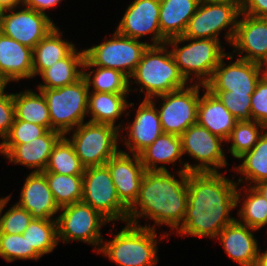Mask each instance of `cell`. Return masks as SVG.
<instances>
[{
    "instance_id": "obj_8",
    "label": "cell",
    "mask_w": 267,
    "mask_h": 266,
    "mask_svg": "<svg viewBox=\"0 0 267 266\" xmlns=\"http://www.w3.org/2000/svg\"><path fill=\"white\" fill-rule=\"evenodd\" d=\"M240 13L241 9L236 4L201 0L196 12L188 21L183 36L191 39L220 40V33L226 30L224 38L230 45Z\"/></svg>"
},
{
    "instance_id": "obj_46",
    "label": "cell",
    "mask_w": 267,
    "mask_h": 266,
    "mask_svg": "<svg viewBox=\"0 0 267 266\" xmlns=\"http://www.w3.org/2000/svg\"><path fill=\"white\" fill-rule=\"evenodd\" d=\"M23 5V0H0L1 9H9L13 7H20Z\"/></svg>"
},
{
    "instance_id": "obj_22",
    "label": "cell",
    "mask_w": 267,
    "mask_h": 266,
    "mask_svg": "<svg viewBox=\"0 0 267 266\" xmlns=\"http://www.w3.org/2000/svg\"><path fill=\"white\" fill-rule=\"evenodd\" d=\"M256 231L258 230L236 219L221 230L217 239L235 263L240 266H255L260 252L258 241L253 234Z\"/></svg>"
},
{
    "instance_id": "obj_52",
    "label": "cell",
    "mask_w": 267,
    "mask_h": 266,
    "mask_svg": "<svg viewBox=\"0 0 267 266\" xmlns=\"http://www.w3.org/2000/svg\"><path fill=\"white\" fill-rule=\"evenodd\" d=\"M5 199V197H1L0 198V205H1V203H2V201Z\"/></svg>"
},
{
    "instance_id": "obj_5",
    "label": "cell",
    "mask_w": 267,
    "mask_h": 266,
    "mask_svg": "<svg viewBox=\"0 0 267 266\" xmlns=\"http://www.w3.org/2000/svg\"><path fill=\"white\" fill-rule=\"evenodd\" d=\"M185 42H188L185 44ZM184 43V44H182ZM180 74L190 83L205 85L212 77L221 59L227 54L221 40L191 39L184 36L166 41ZM179 44H182L180 47ZM192 75V76H191Z\"/></svg>"
},
{
    "instance_id": "obj_44",
    "label": "cell",
    "mask_w": 267,
    "mask_h": 266,
    "mask_svg": "<svg viewBox=\"0 0 267 266\" xmlns=\"http://www.w3.org/2000/svg\"><path fill=\"white\" fill-rule=\"evenodd\" d=\"M241 13L252 17L267 18V0H243Z\"/></svg>"
},
{
    "instance_id": "obj_36",
    "label": "cell",
    "mask_w": 267,
    "mask_h": 266,
    "mask_svg": "<svg viewBox=\"0 0 267 266\" xmlns=\"http://www.w3.org/2000/svg\"><path fill=\"white\" fill-rule=\"evenodd\" d=\"M85 167L75 153L73 145L63 135L54 145L44 171L64 175H83Z\"/></svg>"
},
{
    "instance_id": "obj_37",
    "label": "cell",
    "mask_w": 267,
    "mask_h": 266,
    "mask_svg": "<svg viewBox=\"0 0 267 266\" xmlns=\"http://www.w3.org/2000/svg\"><path fill=\"white\" fill-rule=\"evenodd\" d=\"M267 128L256 121H237L226 143L231 142L229 153L236 159L249 152Z\"/></svg>"
},
{
    "instance_id": "obj_17",
    "label": "cell",
    "mask_w": 267,
    "mask_h": 266,
    "mask_svg": "<svg viewBox=\"0 0 267 266\" xmlns=\"http://www.w3.org/2000/svg\"><path fill=\"white\" fill-rule=\"evenodd\" d=\"M156 101L157 98L143 99L138 105L133 122L122 127L121 131L127 132L126 137L123 135L122 143L125 142L129 152L120 151L139 155L163 133Z\"/></svg>"
},
{
    "instance_id": "obj_50",
    "label": "cell",
    "mask_w": 267,
    "mask_h": 266,
    "mask_svg": "<svg viewBox=\"0 0 267 266\" xmlns=\"http://www.w3.org/2000/svg\"><path fill=\"white\" fill-rule=\"evenodd\" d=\"M8 81L0 75V97L6 92Z\"/></svg>"
},
{
    "instance_id": "obj_2",
    "label": "cell",
    "mask_w": 267,
    "mask_h": 266,
    "mask_svg": "<svg viewBox=\"0 0 267 266\" xmlns=\"http://www.w3.org/2000/svg\"><path fill=\"white\" fill-rule=\"evenodd\" d=\"M174 177L169 171L146 170L140 183L139 195L134 204L128 209L127 222L138 225L139 218L152 220L151 226L145 227L156 230L157 226L167 225L177 230L183 223L187 203L189 172L177 171Z\"/></svg>"
},
{
    "instance_id": "obj_32",
    "label": "cell",
    "mask_w": 267,
    "mask_h": 266,
    "mask_svg": "<svg viewBox=\"0 0 267 266\" xmlns=\"http://www.w3.org/2000/svg\"><path fill=\"white\" fill-rule=\"evenodd\" d=\"M91 68V70H90ZM89 69V71H87ZM83 77L89 90L105 93H129V77L117 69L93 66L86 58L83 62Z\"/></svg>"
},
{
    "instance_id": "obj_31",
    "label": "cell",
    "mask_w": 267,
    "mask_h": 266,
    "mask_svg": "<svg viewBox=\"0 0 267 266\" xmlns=\"http://www.w3.org/2000/svg\"><path fill=\"white\" fill-rule=\"evenodd\" d=\"M39 94L32 89H25L13 94L15 119L44 126L51 130L49 108L41 90Z\"/></svg>"
},
{
    "instance_id": "obj_10",
    "label": "cell",
    "mask_w": 267,
    "mask_h": 266,
    "mask_svg": "<svg viewBox=\"0 0 267 266\" xmlns=\"http://www.w3.org/2000/svg\"><path fill=\"white\" fill-rule=\"evenodd\" d=\"M150 44L123 36L116 30L100 44L85 48V58L93 65L117 69L130 77Z\"/></svg>"
},
{
    "instance_id": "obj_38",
    "label": "cell",
    "mask_w": 267,
    "mask_h": 266,
    "mask_svg": "<svg viewBox=\"0 0 267 266\" xmlns=\"http://www.w3.org/2000/svg\"><path fill=\"white\" fill-rule=\"evenodd\" d=\"M0 257L7 262L15 260H39L42 258L35 250H29L23 234L0 233Z\"/></svg>"
},
{
    "instance_id": "obj_9",
    "label": "cell",
    "mask_w": 267,
    "mask_h": 266,
    "mask_svg": "<svg viewBox=\"0 0 267 266\" xmlns=\"http://www.w3.org/2000/svg\"><path fill=\"white\" fill-rule=\"evenodd\" d=\"M57 215L58 242L81 241L94 246L97 253L102 244L101 226L110 223L98 211L80 201L60 208Z\"/></svg>"
},
{
    "instance_id": "obj_12",
    "label": "cell",
    "mask_w": 267,
    "mask_h": 266,
    "mask_svg": "<svg viewBox=\"0 0 267 266\" xmlns=\"http://www.w3.org/2000/svg\"><path fill=\"white\" fill-rule=\"evenodd\" d=\"M200 88L203 84H192L153 98L163 102L157 107L163 133L181 136L184 131L197 123Z\"/></svg>"
},
{
    "instance_id": "obj_16",
    "label": "cell",
    "mask_w": 267,
    "mask_h": 266,
    "mask_svg": "<svg viewBox=\"0 0 267 266\" xmlns=\"http://www.w3.org/2000/svg\"><path fill=\"white\" fill-rule=\"evenodd\" d=\"M160 0H134L116 27V31L133 39L151 35L150 45L165 44L167 39L161 34L159 26Z\"/></svg>"
},
{
    "instance_id": "obj_23",
    "label": "cell",
    "mask_w": 267,
    "mask_h": 266,
    "mask_svg": "<svg viewBox=\"0 0 267 266\" xmlns=\"http://www.w3.org/2000/svg\"><path fill=\"white\" fill-rule=\"evenodd\" d=\"M0 75L9 83L33 78V49L1 32Z\"/></svg>"
},
{
    "instance_id": "obj_21",
    "label": "cell",
    "mask_w": 267,
    "mask_h": 266,
    "mask_svg": "<svg viewBox=\"0 0 267 266\" xmlns=\"http://www.w3.org/2000/svg\"><path fill=\"white\" fill-rule=\"evenodd\" d=\"M20 192V199L16 203L27 210L35 219H55L60 208L56 204L49 189L45 175L42 172H30Z\"/></svg>"
},
{
    "instance_id": "obj_3",
    "label": "cell",
    "mask_w": 267,
    "mask_h": 266,
    "mask_svg": "<svg viewBox=\"0 0 267 266\" xmlns=\"http://www.w3.org/2000/svg\"><path fill=\"white\" fill-rule=\"evenodd\" d=\"M156 231L126 222L120 232L113 234L112 240H102L97 254H103L119 266H155L159 263L158 243L169 234L162 232L158 240Z\"/></svg>"
},
{
    "instance_id": "obj_35",
    "label": "cell",
    "mask_w": 267,
    "mask_h": 266,
    "mask_svg": "<svg viewBox=\"0 0 267 266\" xmlns=\"http://www.w3.org/2000/svg\"><path fill=\"white\" fill-rule=\"evenodd\" d=\"M29 250H35L41 257L53 252L58 246L57 220L33 218L23 233Z\"/></svg>"
},
{
    "instance_id": "obj_33",
    "label": "cell",
    "mask_w": 267,
    "mask_h": 266,
    "mask_svg": "<svg viewBox=\"0 0 267 266\" xmlns=\"http://www.w3.org/2000/svg\"><path fill=\"white\" fill-rule=\"evenodd\" d=\"M242 190L245 193H242ZM245 194V195H244ZM241 195L244 196L241 198ZM237 208L239 202L242 204L238 212V221L256 230H260L267 225V199L254 187L246 186L237 187L236 192ZM241 199V200H240ZM240 219V220H239Z\"/></svg>"
},
{
    "instance_id": "obj_20",
    "label": "cell",
    "mask_w": 267,
    "mask_h": 266,
    "mask_svg": "<svg viewBox=\"0 0 267 266\" xmlns=\"http://www.w3.org/2000/svg\"><path fill=\"white\" fill-rule=\"evenodd\" d=\"M62 136L58 131L48 130L28 144H0V154L13 164L32 169L31 172H43L54 145Z\"/></svg>"
},
{
    "instance_id": "obj_1",
    "label": "cell",
    "mask_w": 267,
    "mask_h": 266,
    "mask_svg": "<svg viewBox=\"0 0 267 266\" xmlns=\"http://www.w3.org/2000/svg\"><path fill=\"white\" fill-rule=\"evenodd\" d=\"M220 172H189L188 203L177 235L216 239L221 230L236 220L238 183Z\"/></svg>"
},
{
    "instance_id": "obj_29",
    "label": "cell",
    "mask_w": 267,
    "mask_h": 266,
    "mask_svg": "<svg viewBox=\"0 0 267 266\" xmlns=\"http://www.w3.org/2000/svg\"><path fill=\"white\" fill-rule=\"evenodd\" d=\"M54 27L33 49V77L40 75L55 62L65 58L75 44L62 39V32Z\"/></svg>"
},
{
    "instance_id": "obj_6",
    "label": "cell",
    "mask_w": 267,
    "mask_h": 266,
    "mask_svg": "<svg viewBox=\"0 0 267 266\" xmlns=\"http://www.w3.org/2000/svg\"><path fill=\"white\" fill-rule=\"evenodd\" d=\"M37 90H41L49 108L51 130L67 135L85 122L90 90L83 76L71 85Z\"/></svg>"
},
{
    "instance_id": "obj_27",
    "label": "cell",
    "mask_w": 267,
    "mask_h": 266,
    "mask_svg": "<svg viewBox=\"0 0 267 266\" xmlns=\"http://www.w3.org/2000/svg\"><path fill=\"white\" fill-rule=\"evenodd\" d=\"M201 0H160L159 26L168 40L183 36Z\"/></svg>"
},
{
    "instance_id": "obj_40",
    "label": "cell",
    "mask_w": 267,
    "mask_h": 266,
    "mask_svg": "<svg viewBox=\"0 0 267 266\" xmlns=\"http://www.w3.org/2000/svg\"><path fill=\"white\" fill-rule=\"evenodd\" d=\"M216 95L237 121H253L251 96L253 93H233L232 91H210Z\"/></svg>"
},
{
    "instance_id": "obj_26",
    "label": "cell",
    "mask_w": 267,
    "mask_h": 266,
    "mask_svg": "<svg viewBox=\"0 0 267 266\" xmlns=\"http://www.w3.org/2000/svg\"><path fill=\"white\" fill-rule=\"evenodd\" d=\"M129 93H105L89 91L87 116L88 121L101 124H109L122 129V122L115 125L116 120L127 111V108L134 107L132 102L126 100Z\"/></svg>"
},
{
    "instance_id": "obj_49",
    "label": "cell",
    "mask_w": 267,
    "mask_h": 266,
    "mask_svg": "<svg viewBox=\"0 0 267 266\" xmlns=\"http://www.w3.org/2000/svg\"><path fill=\"white\" fill-rule=\"evenodd\" d=\"M259 64L262 77L267 79V57Z\"/></svg>"
},
{
    "instance_id": "obj_47",
    "label": "cell",
    "mask_w": 267,
    "mask_h": 266,
    "mask_svg": "<svg viewBox=\"0 0 267 266\" xmlns=\"http://www.w3.org/2000/svg\"><path fill=\"white\" fill-rule=\"evenodd\" d=\"M255 266H267V249L265 251L260 250Z\"/></svg>"
},
{
    "instance_id": "obj_48",
    "label": "cell",
    "mask_w": 267,
    "mask_h": 266,
    "mask_svg": "<svg viewBox=\"0 0 267 266\" xmlns=\"http://www.w3.org/2000/svg\"><path fill=\"white\" fill-rule=\"evenodd\" d=\"M254 187L267 199V180L259 182Z\"/></svg>"
},
{
    "instance_id": "obj_53",
    "label": "cell",
    "mask_w": 267,
    "mask_h": 266,
    "mask_svg": "<svg viewBox=\"0 0 267 266\" xmlns=\"http://www.w3.org/2000/svg\"><path fill=\"white\" fill-rule=\"evenodd\" d=\"M2 10H3V9H1V8H0V20H1V14H2Z\"/></svg>"
},
{
    "instance_id": "obj_24",
    "label": "cell",
    "mask_w": 267,
    "mask_h": 266,
    "mask_svg": "<svg viewBox=\"0 0 267 266\" xmlns=\"http://www.w3.org/2000/svg\"><path fill=\"white\" fill-rule=\"evenodd\" d=\"M204 91L199 98L197 123L226 142L237 120L216 95L206 87Z\"/></svg>"
},
{
    "instance_id": "obj_18",
    "label": "cell",
    "mask_w": 267,
    "mask_h": 266,
    "mask_svg": "<svg viewBox=\"0 0 267 266\" xmlns=\"http://www.w3.org/2000/svg\"><path fill=\"white\" fill-rule=\"evenodd\" d=\"M230 45L234 56L236 53L238 58L261 63L267 57V18L240 13Z\"/></svg>"
},
{
    "instance_id": "obj_30",
    "label": "cell",
    "mask_w": 267,
    "mask_h": 266,
    "mask_svg": "<svg viewBox=\"0 0 267 266\" xmlns=\"http://www.w3.org/2000/svg\"><path fill=\"white\" fill-rule=\"evenodd\" d=\"M238 159L242 160L239 166H233L237 174H241L238 185L244 180L248 186H254L267 180V129L259 137L257 144ZM254 183V184H253Z\"/></svg>"
},
{
    "instance_id": "obj_13",
    "label": "cell",
    "mask_w": 267,
    "mask_h": 266,
    "mask_svg": "<svg viewBox=\"0 0 267 266\" xmlns=\"http://www.w3.org/2000/svg\"><path fill=\"white\" fill-rule=\"evenodd\" d=\"M183 155L187 154L197 160V164L185 162L186 172H220L227 167L224 140L213 135L198 123L188 127L180 136ZM223 143V144H222Z\"/></svg>"
},
{
    "instance_id": "obj_4",
    "label": "cell",
    "mask_w": 267,
    "mask_h": 266,
    "mask_svg": "<svg viewBox=\"0 0 267 266\" xmlns=\"http://www.w3.org/2000/svg\"><path fill=\"white\" fill-rule=\"evenodd\" d=\"M131 78L135 84L140 85V92L145 94L144 99H151L190 85L180 74L166 43L149 45L129 77V87L133 83Z\"/></svg>"
},
{
    "instance_id": "obj_39",
    "label": "cell",
    "mask_w": 267,
    "mask_h": 266,
    "mask_svg": "<svg viewBox=\"0 0 267 266\" xmlns=\"http://www.w3.org/2000/svg\"><path fill=\"white\" fill-rule=\"evenodd\" d=\"M11 199V194L7 195L0 205V233L23 234L32 221V215L17 204L3 213Z\"/></svg>"
},
{
    "instance_id": "obj_19",
    "label": "cell",
    "mask_w": 267,
    "mask_h": 266,
    "mask_svg": "<svg viewBox=\"0 0 267 266\" xmlns=\"http://www.w3.org/2000/svg\"><path fill=\"white\" fill-rule=\"evenodd\" d=\"M108 167L120 201L129 209L137 200L145 173L139 155L119 151L105 164Z\"/></svg>"
},
{
    "instance_id": "obj_7",
    "label": "cell",
    "mask_w": 267,
    "mask_h": 266,
    "mask_svg": "<svg viewBox=\"0 0 267 266\" xmlns=\"http://www.w3.org/2000/svg\"><path fill=\"white\" fill-rule=\"evenodd\" d=\"M70 132V138L64 136L73 145L85 168L105 165L121 150L118 147L119 138H122L121 132L112 125L86 121Z\"/></svg>"
},
{
    "instance_id": "obj_41",
    "label": "cell",
    "mask_w": 267,
    "mask_h": 266,
    "mask_svg": "<svg viewBox=\"0 0 267 266\" xmlns=\"http://www.w3.org/2000/svg\"><path fill=\"white\" fill-rule=\"evenodd\" d=\"M47 131L44 126L14 119L9 133L0 141V144H28Z\"/></svg>"
},
{
    "instance_id": "obj_45",
    "label": "cell",
    "mask_w": 267,
    "mask_h": 266,
    "mask_svg": "<svg viewBox=\"0 0 267 266\" xmlns=\"http://www.w3.org/2000/svg\"><path fill=\"white\" fill-rule=\"evenodd\" d=\"M60 2H62V0H23V6L46 14V10L58 6Z\"/></svg>"
},
{
    "instance_id": "obj_43",
    "label": "cell",
    "mask_w": 267,
    "mask_h": 266,
    "mask_svg": "<svg viewBox=\"0 0 267 266\" xmlns=\"http://www.w3.org/2000/svg\"><path fill=\"white\" fill-rule=\"evenodd\" d=\"M15 119V106L13 101V93L5 92L0 97V138L9 133L13 121Z\"/></svg>"
},
{
    "instance_id": "obj_34",
    "label": "cell",
    "mask_w": 267,
    "mask_h": 266,
    "mask_svg": "<svg viewBox=\"0 0 267 266\" xmlns=\"http://www.w3.org/2000/svg\"><path fill=\"white\" fill-rule=\"evenodd\" d=\"M59 208L80 202L83 196V175H64L43 171Z\"/></svg>"
},
{
    "instance_id": "obj_14",
    "label": "cell",
    "mask_w": 267,
    "mask_h": 266,
    "mask_svg": "<svg viewBox=\"0 0 267 266\" xmlns=\"http://www.w3.org/2000/svg\"><path fill=\"white\" fill-rule=\"evenodd\" d=\"M13 7L2 10L0 32L18 41L31 49L43 39L56 24L48 14H43L34 9Z\"/></svg>"
},
{
    "instance_id": "obj_42",
    "label": "cell",
    "mask_w": 267,
    "mask_h": 266,
    "mask_svg": "<svg viewBox=\"0 0 267 266\" xmlns=\"http://www.w3.org/2000/svg\"><path fill=\"white\" fill-rule=\"evenodd\" d=\"M253 120L267 128V79L261 77L251 96Z\"/></svg>"
},
{
    "instance_id": "obj_15",
    "label": "cell",
    "mask_w": 267,
    "mask_h": 266,
    "mask_svg": "<svg viewBox=\"0 0 267 266\" xmlns=\"http://www.w3.org/2000/svg\"><path fill=\"white\" fill-rule=\"evenodd\" d=\"M231 53H227L219 62L211 79L205 84L209 91H232L233 93H253L262 77L260 64L237 58L225 64L224 58L233 61Z\"/></svg>"
},
{
    "instance_id": "obj_28",
    "label": "cell",
    "mask_w": 267,
    "mask_h": 266,
    "mask_svg": "<svg viewBox=\"0 0 267 266\" xmlns=\"http://www.w3.org/2000/svg\"><path fill=\"white\" fill-rule=\"evenodd\" d=\"M84 58V48L78 51L75 47L65 58L55 62L39 75L44 83H39L37 88L56 89L75 83L83 76Z\"/></svg>"
},
{
    "instance_id": "obj_11",
    "label": "cell",
    "mask_w": 267,
    "mask_h": 266,
    "mask_svg": "<svg viewBox=\"0 0 267 266\" xmlns=\"http://www.w3.org/2000/svg\"><path fill=\"white\" fill-rule=\"evenodd\" d=\"M82 202L98 211L109 222H127L128 208L117 196L115 185L106 165L84 170Z\"/></svg>"
},
{
    "instance_id": "obj_25",
    "label": "cell",
    "mask_w": 267,
    "mask_h": 266,
    "mask_svg": "<svg viewBox=\"0 0 267 266\" xmlns=\"http://www.w3.org/2000/svg\"><path fill=\"white\" fill-rule=\"evenodd\" d=\"M139 157L144 169L148 171H168L166 164L172 165L179 159L182 164L179 170L186 171V166L183 164L185 161L181 160L182 140L177 135L162 133L139 154Z\"/></svg>"
},
{
    "instance_id": "obj_51",
    "label": "cell",
    "mask_w": 267,
    "mask_h": 266,
    "mask_svg": "<svg viewBox=\"0 0 267 266\" xmlns=\"http://www.w3.org/2000/svg\"><path fill=\"white\" fill-rule=\"evenodd\" d=\"M207 1L233 3V4H236L240 9L243 3V0H207Z\"/></svg>"
}]
</instances>
